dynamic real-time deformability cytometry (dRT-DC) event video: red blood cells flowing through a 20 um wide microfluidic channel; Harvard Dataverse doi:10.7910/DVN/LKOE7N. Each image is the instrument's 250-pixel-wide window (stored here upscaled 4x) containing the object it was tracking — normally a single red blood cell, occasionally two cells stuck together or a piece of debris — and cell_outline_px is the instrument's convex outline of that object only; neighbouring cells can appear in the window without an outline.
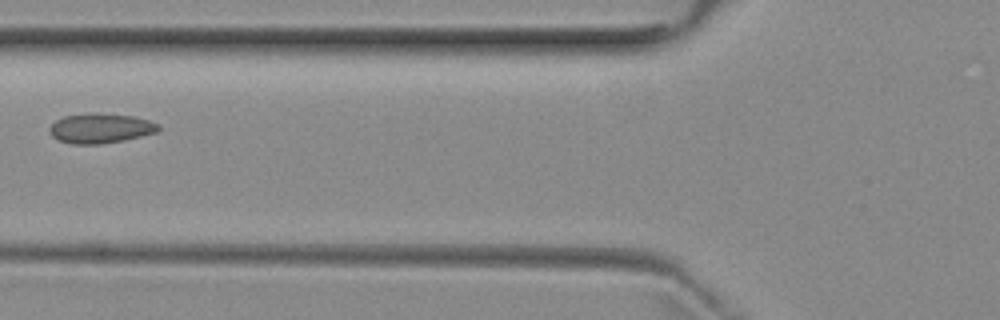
{"species": "common noctule bat (a hibernating species)", "species_latin": "Nyctalus noctula", "temperature_condition": "room temperature", "stored_images_in_passage": 4, "camera_frame_rate_fps": 3000, "um_per_image_px": 0.085, "animal": {"sex": "female", "body_mass_g": 29.2, "forearm_length_mm": 56.3}, "frame": {"image": 1, "passage_image": 2, "time_ms": 2.333, "image_size_px": [1000, 320], "cell_outline_px": [[160, 128], [156, 132], [124, 140], [100, 144], [72, 144], [56, 140], [52, 136], [48, 128], [56, 120], [64, 116], [88, 112], [96, 112], [132, 116], [148, 120], [156, 124]], "centroid_in_image_um": [8.48, 10.9], "position_along_channel_um": 117.3, "area_um2": 18.96}}
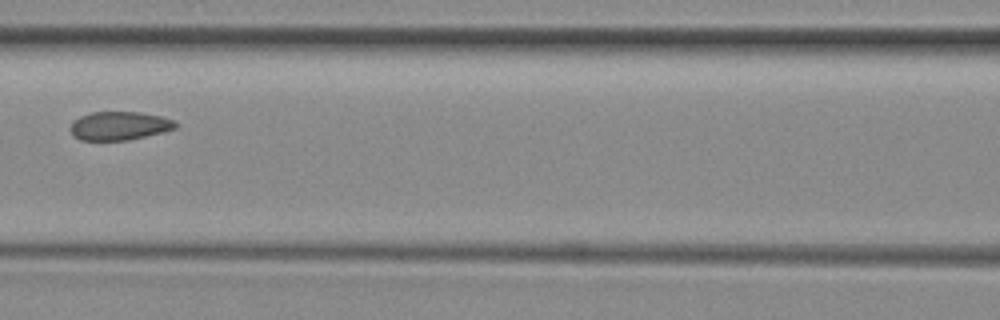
{"frame": {"image": 2, "passage_image": 3, "time_ms": 3.333, "image_size_px": [1000, 320], "cell_outline_px": [[180, 124], [176, 128], [128, 140], [80, 140], [72, 136], [72, 120], [80, 116], [92, 112], [140, 112], [160, 116], [176, 120]], "centroid_in_image_um": [10.16, 10.68], "position_along_channel_um": 156.4, "area_um2": 17.46}}
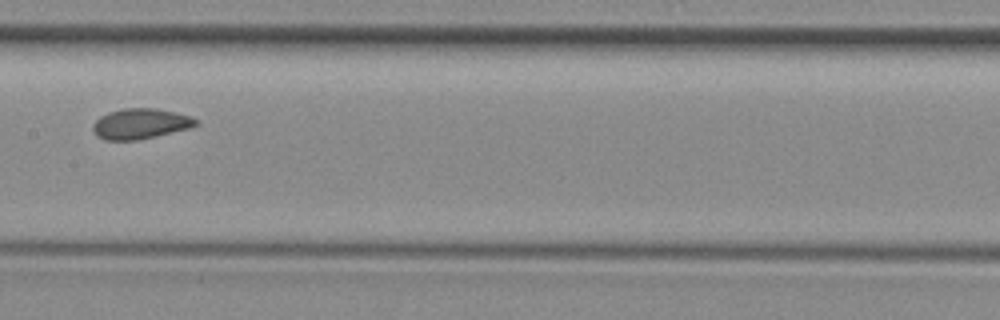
{"frame": {"image": 3, "passage_image": 4, "time_ms": 4.333, "image_size_px": [1000, 320], "cell_outline_px": [[200, 124], [188, 128], [156, 136], [136, 140], [104, 140], [96, 136], [92, 128], [92, 124], [100, 116], [108, 112], [124, 108], [156, 108], [192, 116]], "centroid_in_image_um": [11.91, 10.51], "position_along_channel_um": 195.5, "area_um2": 18.26}}